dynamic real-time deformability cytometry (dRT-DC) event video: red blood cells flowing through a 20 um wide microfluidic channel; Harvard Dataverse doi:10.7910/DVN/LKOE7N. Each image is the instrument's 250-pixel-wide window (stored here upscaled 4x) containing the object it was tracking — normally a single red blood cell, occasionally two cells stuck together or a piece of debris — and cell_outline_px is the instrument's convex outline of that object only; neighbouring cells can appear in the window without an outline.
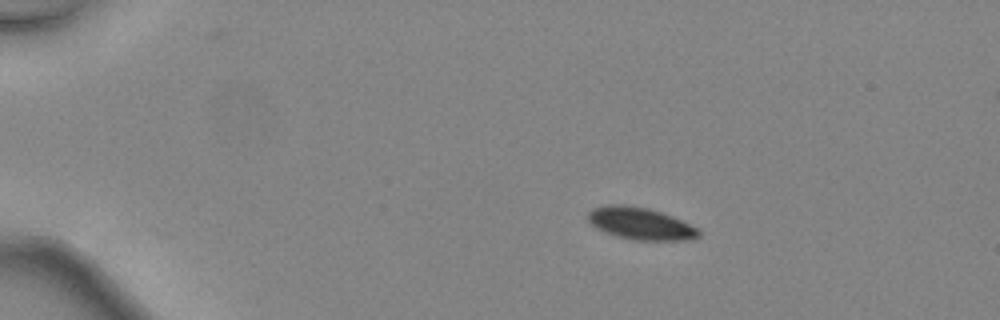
{"species": "common noctule bat (a hibernating species)", "species_latin": "Nyctalus noctula", "temperature_condition": "warm", "stored_images_in_passage": 39, "camera_frame_rate_fps": 3000, "um_per_image_px": 0.085, "animal": {"sex": "female", "body_mass_g": 24.6, "forearm_length_mm": 56.2}, "frame": {"image": 1, "passage_image": 1, "time_ms": 0.0, "image_size_px": [1000, 320], "cell_outline_px": [[700, 236], [688, 240], [636, 240], [616, 236], [596, 228], [588, 220], [588, 212], [592, 208], [608, 204], [624, 204], [648, 208], [672, 216], [700, 228]], "centroid_in_image_um": [54.45, 18.99], "position_along_channel_um": 30.5, "area_um2": 20.81}}
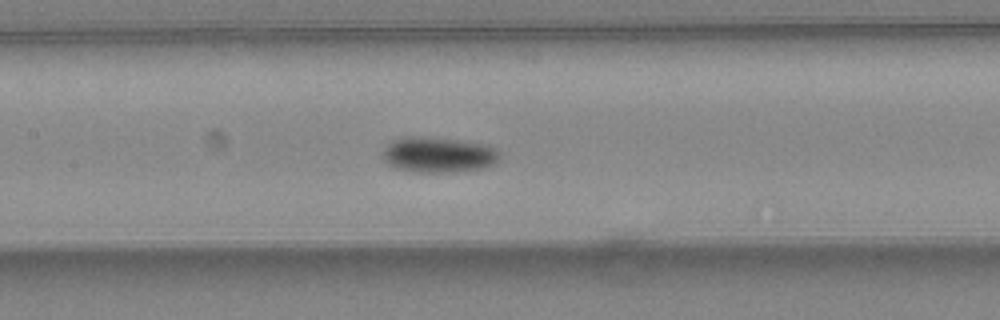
{"frame": {"image": 2, "passage_image": 16, "time_ms": 5.0, "image_size_px": [1000, 320], "cell_outline_px": [[500, 160], [496, 164], [484, 168], [456, 172], [408, 172], [396, 168], [388, 164], [380, 156], [384, 148], [392, 140], [404, 136], [420, 136], [456, 140], [484, 144], [500, 152]], "centroid_in_image_um": [37.23, 13.17], "position_along_channel_um": 170.2, "area_um2": 24.57}}
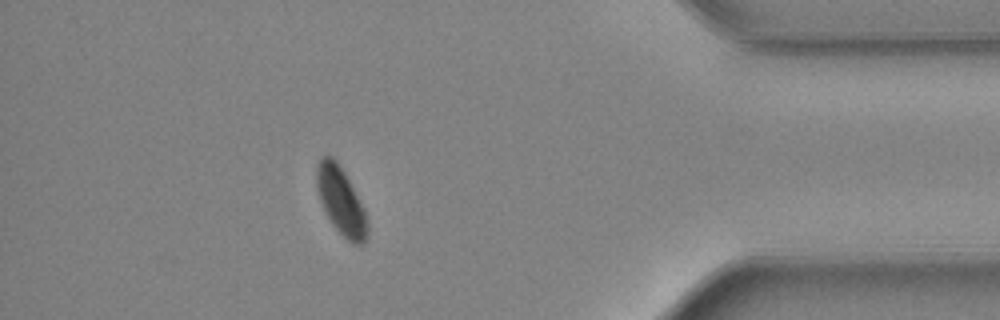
{"frame": {"image": 3, "passage_image": 34, "time_ms": 11.0, "image_size_px": [1000, 320], "cell_outline_px": [[368, 236], [364, 244], [352, 244], [332, 224], [320, 200], [316, 184], [316, 164], [320, 156], [332, 156], [336, 160], [344, 172], [364, 208], [368, 224]], "centroid_in_image_um": [28.98, 17.07], "position_along_channel_um": 406.2, "area_um2": 19.83}, "authors_computed_cell_mechanics": {"area_um2": 22.0218, "velocity_mm_per_s": 4.5087, "shape_relaxation_time_tau1_ms": 2.2879, "shape_relaxation_time_tau2_ms": null, "deformation_change_tau1": 0.0893, "deformation_change_tau2": null}}